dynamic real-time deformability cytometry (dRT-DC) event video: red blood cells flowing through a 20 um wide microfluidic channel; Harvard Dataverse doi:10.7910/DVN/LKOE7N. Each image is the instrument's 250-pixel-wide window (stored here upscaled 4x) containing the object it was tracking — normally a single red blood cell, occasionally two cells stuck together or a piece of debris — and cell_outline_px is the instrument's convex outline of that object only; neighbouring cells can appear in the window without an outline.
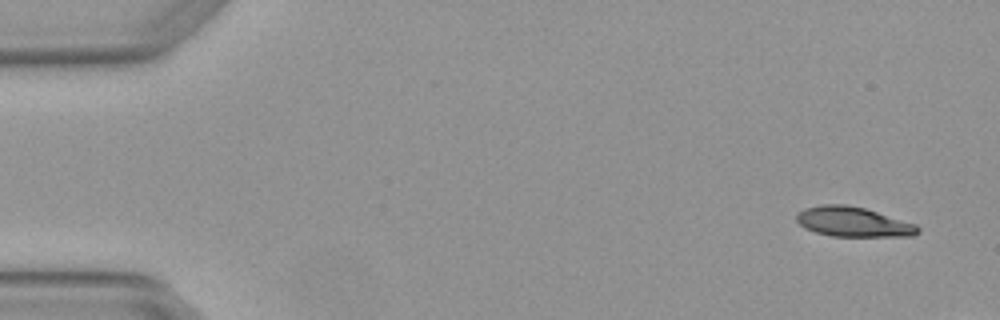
{"species": "Egyptian fruit bat (a non-hibernating species)", "species_latin": "Rousettus aegyptiacus", "temperature_condition": "warm", "stored_images_in_passage": 4, "camera_frame_rate_fps": 3000, "um_per_image_px": 0.085, "animal": {"sex": "female"}, "frame": {"image": 1, "passage_image": 1, "time_ms": 0.0, "image_size_px": [1000, 320], "cell_outline_px": [[920, 232], [912, 236], [832, 236], [816, 232], [804, 228], [796, 220], [796, 216], [804, 208], [820, 204], [844, 204], [864, 208], [916, 224], [920, 228]], "centroid_in_image_um": [72.51, 18.86], "position_along_channel_um": 12.5, "area_um2": 20.98}}